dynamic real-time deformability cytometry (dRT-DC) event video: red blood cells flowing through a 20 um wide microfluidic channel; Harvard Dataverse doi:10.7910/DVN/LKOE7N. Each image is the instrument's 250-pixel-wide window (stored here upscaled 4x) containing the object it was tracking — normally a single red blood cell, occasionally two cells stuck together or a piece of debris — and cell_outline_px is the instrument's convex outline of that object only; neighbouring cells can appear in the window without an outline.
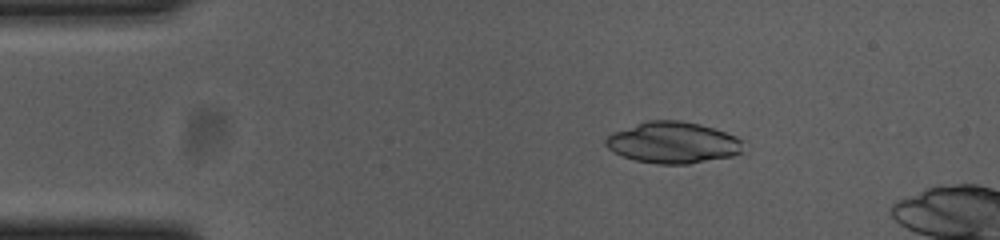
{"species": "common noctule bat (a hibernating species)", "species_latin": "Nyctalus noctula", "temperature_condition": "cold", "stored_images_in_passage": 8, "camera_frame_rate_fps": 3000, "um_per_image_px": 0.085, "animal": {"sex": "female", "body_mass_g": 23.0, "forearm_length_mm": 53.4}, "frame": {"image": 1, "passage_image": 2, "time_ms": 0.333, "image_size_px": [1000, 240], "cell_outline_px": [[740, 152], [732, 156], [688, 164], [656, 164], [636, 160], [624, 156], [608, 148], [604, 144], [604, 140], [612, 132], [648, 120], [676, 120], [700, 124], [736, 136], [740, 140]], "centroid_in_image_um": [57.15, 12.12], "position_along_channel_um": 27.8, "area_um2": 32.71}}